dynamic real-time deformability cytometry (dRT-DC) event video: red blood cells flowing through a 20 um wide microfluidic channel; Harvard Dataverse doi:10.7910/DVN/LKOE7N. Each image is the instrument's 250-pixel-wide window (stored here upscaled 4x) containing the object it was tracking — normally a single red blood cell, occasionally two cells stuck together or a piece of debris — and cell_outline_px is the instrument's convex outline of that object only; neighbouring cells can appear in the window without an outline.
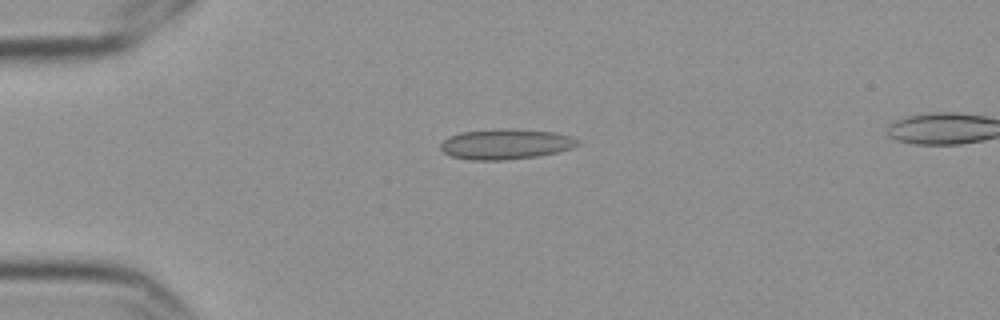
{"species": "Egyptian fruit bat (a non-hibernating species)", "species_latin": "Rousettus aegyptiacus", "temperature_condition": "cold", "stored_images_in_passage": 4, "camera_frame_rate_fps": 3000, "um_per_image_px": 0.085, "frame": {"image": 1, "passage_image": 2, "time_ms": 0.333, "image_size_px": [1000, 320], "cell_outline_px": [[580, 144], [572, 148], [556, 152], [536, 156], [504, 160], [472, 160], [452, 156], [444, 152], [440, 148], [440, 144], [448, 136], [460, 132], [552, 132], [572, 136], [580, 140]], "centroid_in_image_um": [42.99, 12.31], "position_along_channel_um": 42.0, "area_um2": 22.83}}
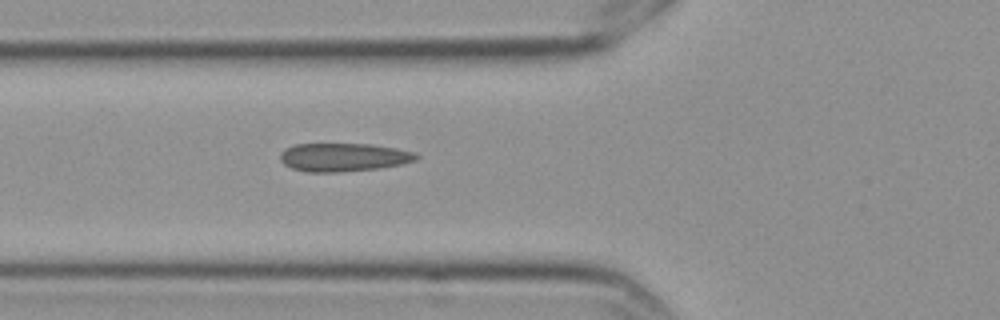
{"frame": {"image": 2, "passage_image": 4, "time_ms": 1.0, "image_size_px": [1000, 320], "cell_outline_px": [[420, 156], [416, 160], [400, 164], [380, 168], [340, 172], [308, 172], [292, 168], [284, 164], [280, 160], [280, 152], [284, 148], [292, 144], [372, 144], [396, 148], [416, 152]], "centroid_in_image_um": [29.19, 13.36], "position_along_channel_um": 96.6, "area_um2": 22.66}}